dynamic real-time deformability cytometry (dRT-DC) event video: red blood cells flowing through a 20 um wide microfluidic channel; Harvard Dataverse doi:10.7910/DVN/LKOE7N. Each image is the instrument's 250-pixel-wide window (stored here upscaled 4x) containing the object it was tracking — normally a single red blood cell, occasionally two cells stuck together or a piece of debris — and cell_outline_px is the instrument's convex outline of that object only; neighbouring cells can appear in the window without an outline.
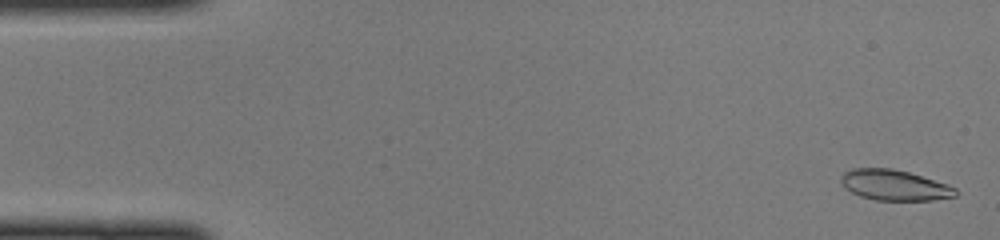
{"species": "common noctule bat (a hibernating species)", "species_latin": "Nyctalus noctula", "temperature_condition": "cold", "stored_images_in_passage": 48, "camera_frame_rate_fps": 3000, "um_per_image_px": 0.085, "animal": {"sex": "female", "body_mass_g": 22.0, "forearm_length_mm": 56.7}, "frame": {"image": 1, "passage_image": 2, "time_ms": 0.333, "image_size_px": [1000, 240], "cell_outline_px": [[960, 192], [956, 196], [932, 200], [876, 200], [860, 196], [844, 188], [840, 184], [840, 176], [844, 172], [852, 168], [892, 168], [908, 172], [948, 184], [956, 188]], "centroid_in_image_um": [76.01, 15.73], "position_along_channel_um": 9.0, "area_um2": 20.58}}
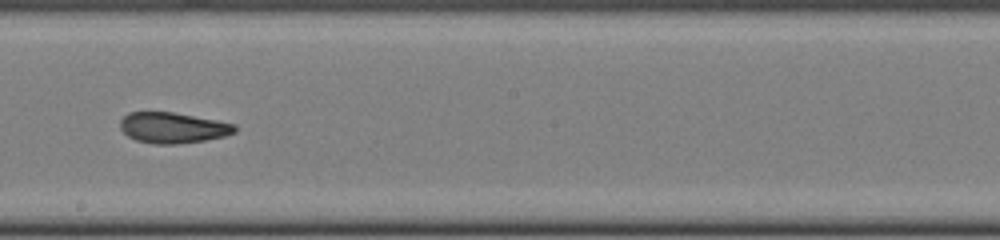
{"frame": {"image": 2, "passage_image": 27, "time_ms": 8.667, "image_size_px": [1000, 240], "cell_outline_px": [[236, 132], [224, 136], [204, 140], [176, 144], [152, 144], [136, 140], [128, 136], [120, 128], [120, 120], [128, 112], [172, 112], [216, 120], [236, 124]], "centroid_in_image_um": [14.68, 10.86], "position_along_channel_um": 233.5, "area_um2": 20.46}}
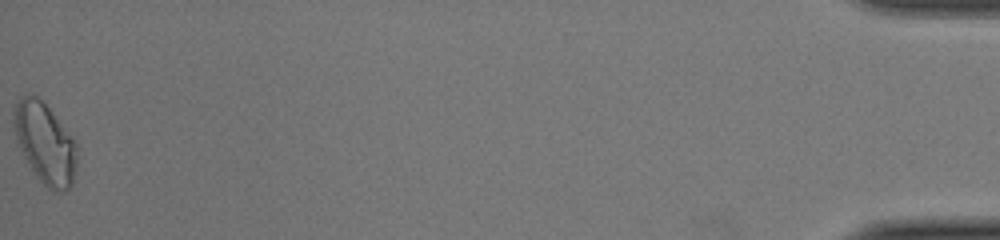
{"frame": {"image": 3, "passage_image": 48, "time_ms": 15.667, "image_size_px": [1000, 240], "cell_outline_px": [[76, 168], [72, 184], [64, 192], [56, 192], [48, 188], [36, 176], [16, 144], [12, 124], [12, 112], [16, 104], [24, 96], [32, 92], [48, 108], [76, 144]], "centroid_in_image_um": [3.77, 12.2], "position_along_channel_um": 431.4, "area_um2": 29.42}}